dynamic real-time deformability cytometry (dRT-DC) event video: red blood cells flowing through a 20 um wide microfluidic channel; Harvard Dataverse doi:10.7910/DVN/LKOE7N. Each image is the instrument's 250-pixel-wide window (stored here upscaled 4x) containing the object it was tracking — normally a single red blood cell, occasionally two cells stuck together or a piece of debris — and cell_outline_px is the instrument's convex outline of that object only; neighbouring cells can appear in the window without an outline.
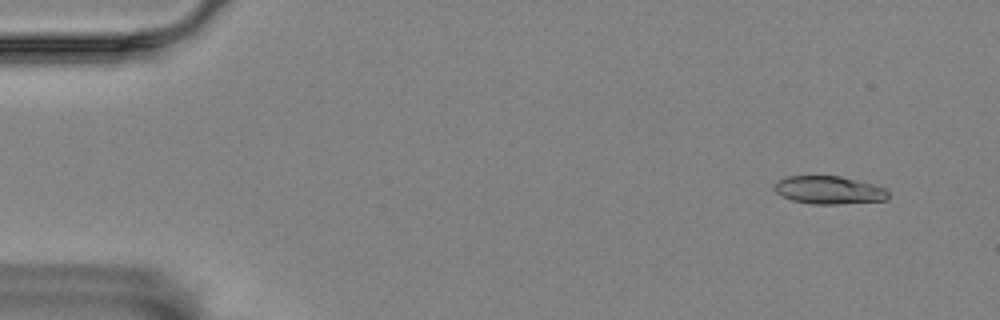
{"species": "Egyptian fruit bat (a non-hibernating species)", "species_latin": "Rousettus aegyptiacus", "temperature_condition": "room temperature", "stored_images_in_passage": 9, "camera_frame_rate_fps": 3000, "um_per_image_px": 0.085, "animal": {"sex": "female"}, "frame": {"image": 1, "passage_image": 2, "time_ms": 0.333, "image_size_px": [1000, 320], "cell_outline_px": [[888, 200], [840, 204], [812, 204], [792, 200], [780, 196], [776, 192], [776, 184], [784, 176], [840, 176], [872, 184], [884, 188], [888, 192]], "centroid_in_image_um": [70.47, 16.16], "position_along_channel_um": 14.5, "area_um2": 18.44}}
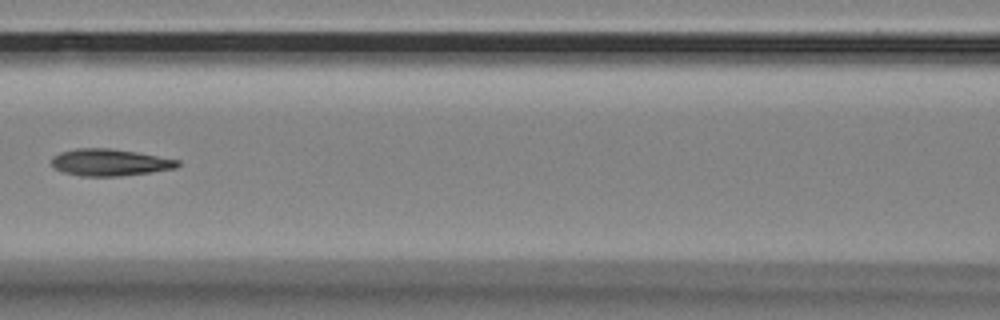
{"frame": {"image": 2, "passage_image": 8, "time_ms": 2.333, "image_size_px": [1000, 320], "cell_outline_px": [[180, 164], [176, 168], [152, 172], [120, 176], [80, 176], [60, 172], [52, 164], [52, 156], [60, 152], [76, 148], [108, 148], [136, 152], [180, 160]], "centroid_in_image_um": [9.32, 13.81], "position_along_channel_um": 157.3, "area_um2": 19.83}}
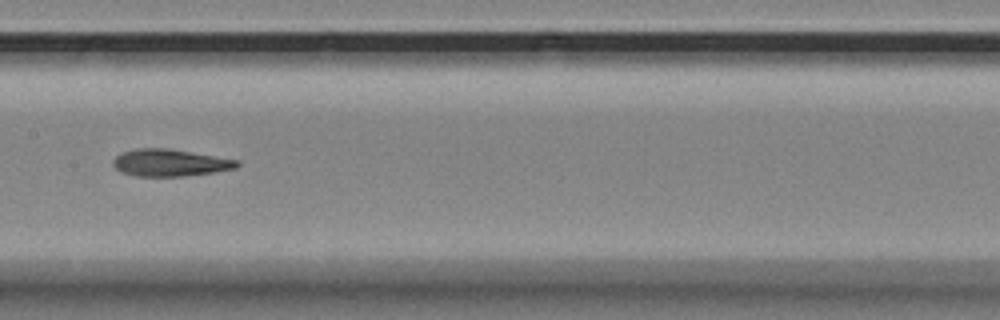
{"frame": {"image": 3, "passage_image": 9, "time_ms": 2.667, "image_size_px": [1000, 320], "cell_outline_px": [[240, 164], [236, 168], [216, 172], [184, 176], [136, 176], [120, 172], [112, 164], [112, 160], [116, 156], [124, 152], [136, 148], [168, 148], [240, 160]], "centroid_in_image_um": [14.46, 13.83], "position_along_channel_um": 192.9, "area_um2": 19.65}}